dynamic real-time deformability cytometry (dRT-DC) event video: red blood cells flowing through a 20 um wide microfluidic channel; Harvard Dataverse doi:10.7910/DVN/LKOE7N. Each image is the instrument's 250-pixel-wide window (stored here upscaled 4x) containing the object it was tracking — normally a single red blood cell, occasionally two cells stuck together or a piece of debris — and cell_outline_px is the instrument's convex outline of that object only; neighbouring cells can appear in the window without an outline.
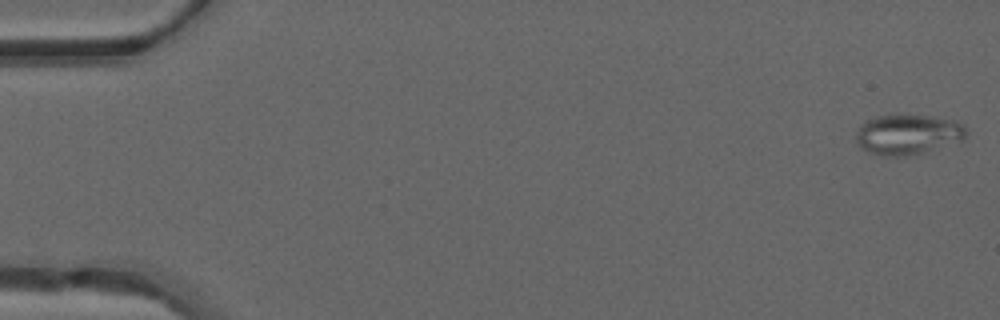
{"species": "common noctule bat (a hibernating species)", "species_latin": "Nyctalus noctula", "temperature_condition": "warm", "stored_images_in_passage": 49, "segment_of_instrument_passage": [1, 2], "camera_frame_rate_fps": 3000, "um_per_image_px": 0.085, "animal": {"sex": "male", "forearm_length_mm": 52.5}, "frame": {"image": 1, "passage_image": 1, "time_ms": 0.0, "image_size_px": [1000, 320], "cell_outline_px": [[968, 132], [960, 140], [920, 152], [904, 156], [884, 156], [860, 148], [856, 140], [856, 132], [860, 124], [876, 116], [928, 116], [956, 120], [964, 124]], "centroid_in_image_um": [77.14, 11.41], "position_along_channel_um": 7.9, "area_um2": 25.14}}
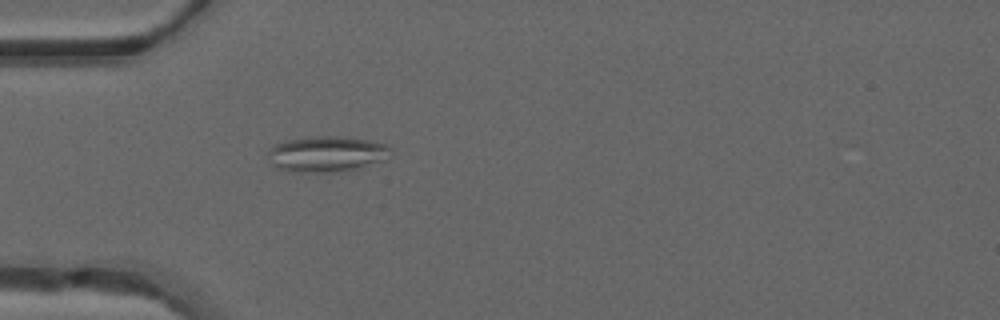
{"frame": {"image": 2, "passage_image": 15, "time_ms": 4.667, "image_size_px": [1000, 320], "cell_outline_px": [[392, 148], [384, 160], [344, 172], [288, 172], [276, 168], [272, 164], [268, 152], [276, 144], [288, 140], [312, 136], [340, 136], [372, 140], [388, 144]], "centroid_in_image_um": [27.79, 13.09], "position_along_channel_um": 57.2, "area_um2": 25.72}}